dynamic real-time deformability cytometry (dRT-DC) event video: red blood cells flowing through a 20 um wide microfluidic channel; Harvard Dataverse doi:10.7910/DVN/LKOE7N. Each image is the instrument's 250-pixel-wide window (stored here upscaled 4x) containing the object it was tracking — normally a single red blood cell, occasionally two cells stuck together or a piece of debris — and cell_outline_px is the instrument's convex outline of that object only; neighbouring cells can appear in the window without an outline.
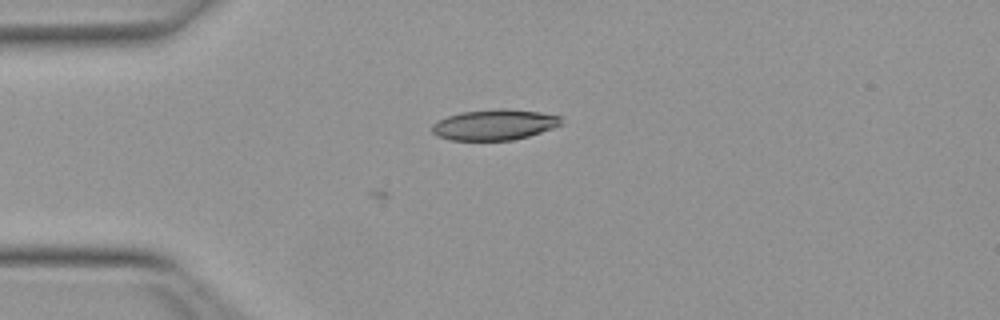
{"species": "Egyptian fruit bat (a non-hibernating species)", "species_latin": "Rousettus aegyptiacus", "temperature_condition": "warm", "stored_images_in_passage": 4, "camera_frame_rate_fps": 3000, "um_per_image_px": 0.085, "animal": {"sex": "female"}, "frame": {"image": 1, "passage_image": 4, "time_ms": 1.0, "image_size_px": [1000, 320], "cell_outline_px": [[560, 124], [552, 128], [528, 136], [512, 140], [452, 140], [436, 136], [432, 132], [432, 124], [448, 116], [460, 112], [500, 108], [504, 108], [540, 112], [560, 116]], "centroid_in_image_um": [41.99, 10.6], "position_along_channel_um": 43.0, "area_um2": 22.89}}